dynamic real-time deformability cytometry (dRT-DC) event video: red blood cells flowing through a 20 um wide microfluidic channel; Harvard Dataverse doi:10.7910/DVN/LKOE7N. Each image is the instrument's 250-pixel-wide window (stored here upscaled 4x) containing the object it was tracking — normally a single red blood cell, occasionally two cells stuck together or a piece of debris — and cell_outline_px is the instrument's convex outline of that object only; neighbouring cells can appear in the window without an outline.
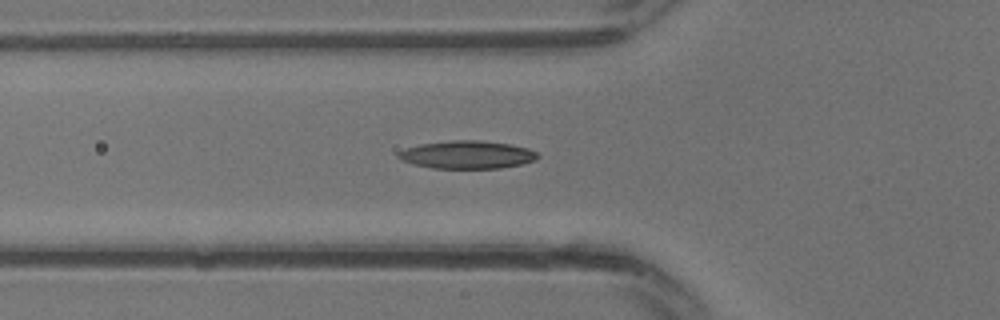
{"species": "common noctule bat (a hibernating species)", "species_latin": "Nyctalus noctula", "temperature_condition": "warm", "stored_images_in_passage": 12, "camera_frame_rate_fps": 3000, "um_per_image_px": 0.085, "animal": {"sex": "male", "body_mass_g": 13.3}, "frame": {"image": 1, "passage_image": 4, "time_ms": 1.0, "image_size_px": [1000, 320], "cell_outline_px": [[540, 156], [536, 160], [520, 164], [500, 168], [432, 168], [412, 164], [400, 160], [396, 156], [400, 152], [408, 148], [420, 144], [452, 140], [480, 140], [508, 144], [528, 148], [536, 152]], "centroid_in_image_um": [39.71, 13.15], "position_along_channel_um": 86.1, "area_um2": 22.54}}
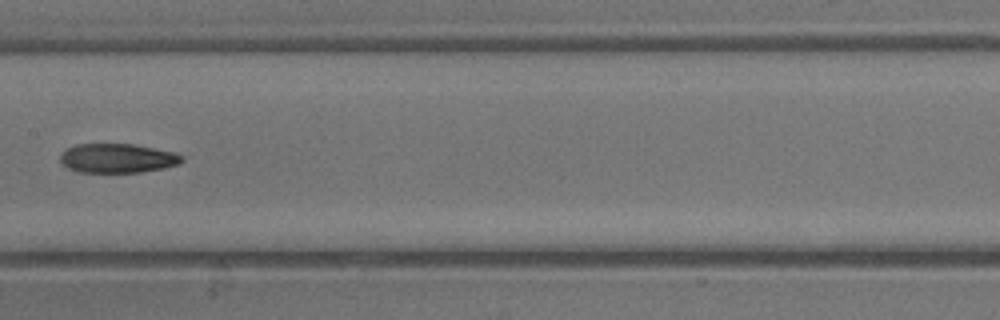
{"frame": {"image": 2, "passage_image": 9, "time_ms": 2.667, "image_size_px": [1000, 320], "cell_outline_px": [[184, 160], [180, 164], [164, 168], [140, 172], [80, 172], [68, 168], [60, 160], [60, 156], [68, 148], [76, 144], [136, 144], [172, 152], [184, 156]], "centroid_in_image_um": [10.02, 13.45], "position_along_channel_um": 197.4, "area_um2": 20.63}}
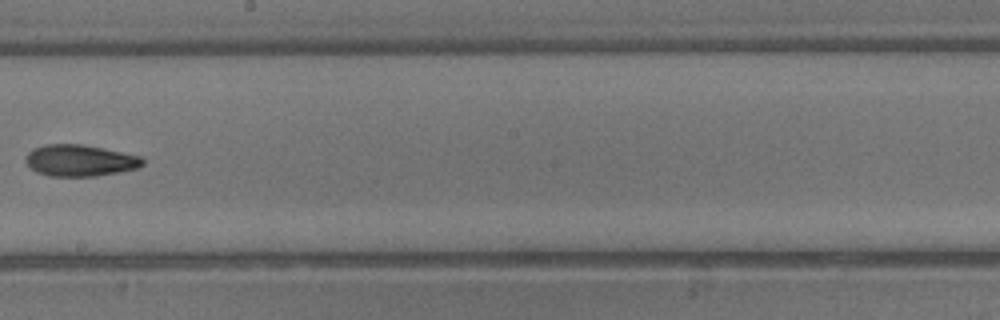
{"frame": {"image": 3, "passage_image": 11, "time_ms": 3.333, "image_size_px": [1000, 320], "cell_outline_px": [[144, 164], [140, 168], [96, 176], [48, 176], [36, 172], [24, 160], [28, 152], [32, 148], [44, 144], [80, 144], [140, 156], [144, 160]], "centroid_in_image_um": [6.77, 13.64], "position_along_channel_um": 241.4, "area_um2": 21.44}}